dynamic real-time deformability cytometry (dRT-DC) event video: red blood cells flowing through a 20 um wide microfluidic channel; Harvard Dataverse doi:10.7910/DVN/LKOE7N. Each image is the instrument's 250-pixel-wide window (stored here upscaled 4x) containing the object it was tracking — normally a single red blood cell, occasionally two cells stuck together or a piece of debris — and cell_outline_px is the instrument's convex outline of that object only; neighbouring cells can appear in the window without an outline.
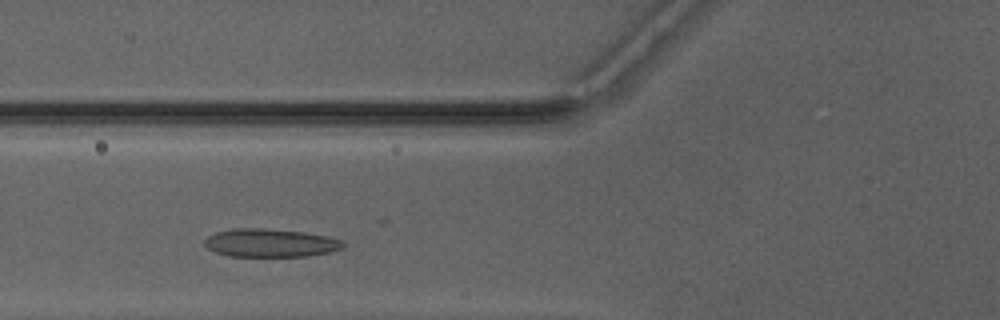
{"species": "Egyptian fruit bat (a non-hibernating species)", "species_latin": "Rousettus aegyptiacus", "temperature_condition": "warm", "stored_images_in_passage": 31, "camera_frame_rate_fps": 3000, "um_per_image_px": 0.085, "animal": {"sex": "male"}, "frame": {"image": 1, "passage_image": 10, "time_ms": 3.0, "image_size_px": [1000, 320], "cell_outline_px": [[344, 248], [328, 252], [308, 256], [228, 256], [216, 252], [208, 248], [204, 244], [204, 240], [208, 236], [216, 232], [236, 228], [264, 228], [304, 232], [328, 236], [340, 240], [344, 244]], "centroid_in_image_um": [22.97, 20.64], "position_along_channel_um": 102.8, "area_um2": 22.72}}
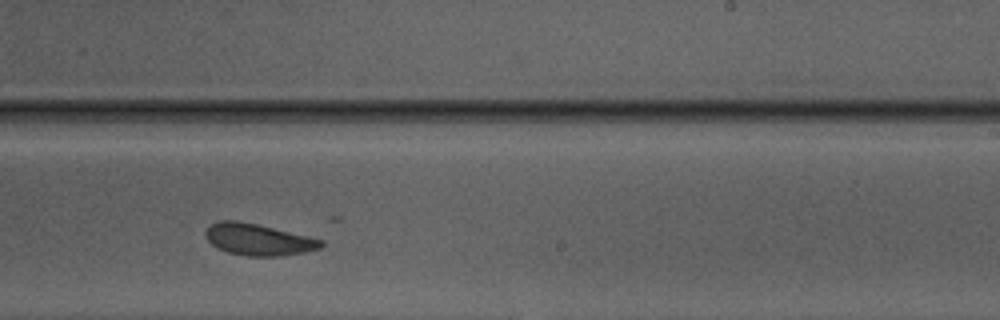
{"frame": {"image": 2, "passage_image": 22, "time_ms": 7.0, "image_size_px": [1000, 320], "cell_outline_px": [[324, 244], [320, 248], [304, 252], [280, 256], [248, 256], [228, 252], [216, 248], [204, 236], [204, 232], [212, 224], [220, 220], [236, 220], [256, 224], [308, 236], [324, 240]], "centroid_in_image_um": [21.94, 20.36], "position_along_channel_um": 267.1, "area_um2": 21.15}}
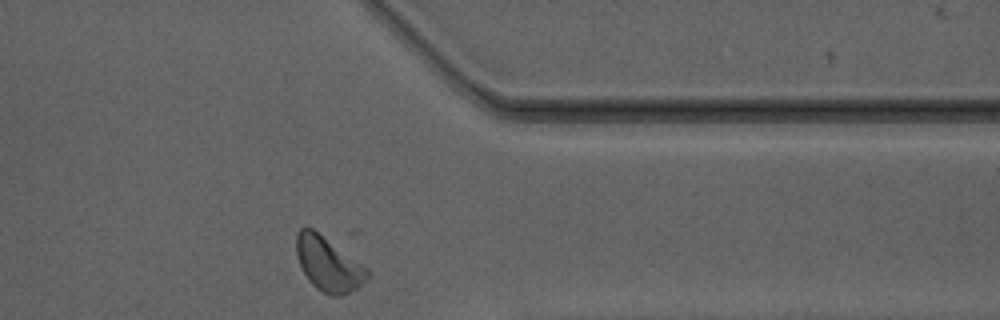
{"frame": {"image": 3, "passage_image": 31, "time_ms": 10.0, "image_size_px": [1000, 320], "cell_outline_px": [[368, 276], [356, 288], [344, 296], [332, 296], [316, 288], [308, 280], [300, 264], [296, 252], [296, 236], [300, 228], [312, 228], [368, 268]], "centroid_in_image_um": [27.89, 22.45], "position_along_channel_um": 383.5, "area_um2": 21.96}, "authors_computed_cell_mechanics": {"area_um2": 21.964, "velocity_mm_per_s": 4.1037, "shape_relaxation_time_tau1_ms": 6.4822, "shape_relaxation_time_tau2_ms": null, "deformation_change_tau1": 0.1734, "deformation_change_tau2": null}}